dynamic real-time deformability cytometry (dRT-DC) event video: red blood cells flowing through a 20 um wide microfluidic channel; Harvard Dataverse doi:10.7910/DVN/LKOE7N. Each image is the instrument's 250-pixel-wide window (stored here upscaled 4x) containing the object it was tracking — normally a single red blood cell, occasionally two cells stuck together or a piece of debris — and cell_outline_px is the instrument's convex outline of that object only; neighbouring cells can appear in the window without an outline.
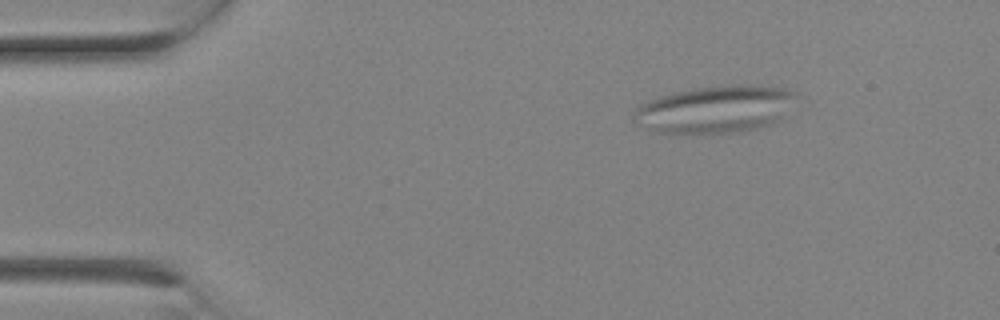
{"species": "Egyptian fruit bat (a non-hibernating species)", "species_latin": "Rousettus aegyptiacus", "temperature_condition": "room temperature", "stored_images_in_passage": 3, "camera_frame_rate_fps": 3000, "um_per_image_px": 0.085, "animal": {"sex": "female"}, "frame": {"image": 1, "passage_image": 3, "time_ms": 0.667, "image_size_px": [1000, 320], "cell_outline_px": [[800, 96], [780, 120], [776, 124], [760, 128], [740, 132], [660, 132], [636, 124], [632, 120], [632, 116], [636, 108], [640, 104], [648, 100], [672, 92], [696, 88], [728, 84], [748, 84], [784, 88], [796, 92]], "centroid_in_image_um": [60.87, 9.26], "position_along_channel_um": 24.1, "area_um2": 45.14}}